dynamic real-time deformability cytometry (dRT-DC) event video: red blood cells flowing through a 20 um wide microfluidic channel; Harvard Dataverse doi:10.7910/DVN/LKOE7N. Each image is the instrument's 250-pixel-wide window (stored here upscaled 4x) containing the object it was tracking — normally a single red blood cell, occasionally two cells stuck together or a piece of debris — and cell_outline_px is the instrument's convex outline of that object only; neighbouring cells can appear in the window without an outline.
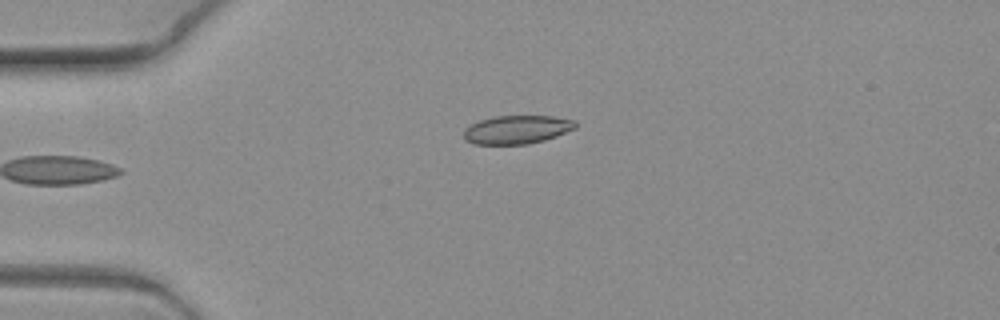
{"species": "common noctule bat (a hibernating species)", "species_latin": "Nyctalus noctula", "temperature_condition": "warm", "stored_images_in_passage": 7, "camera_frame_rate_fps": 3000, "um_per_image_px": 0.085, "animal": {"sex": "female", "body_mass_g": 19.3, "forearm_length_mm": 54.1}, "frame": {"image": 1, "passage_image": 7, "time_ms": 2.0, "image_size_px": [1000, 320], "cell_outline_px": [[576, 128], [556, 136], [544, 140], [528, 144], [472, 144], [464, 140], [464, 128], [480, 120], [496, 116], [552, 116], [576, 120]], "centroid_in_image_um": [43.93, 11.02], "position_along_channel_um": 41.1, "area_um2": 18.55}}